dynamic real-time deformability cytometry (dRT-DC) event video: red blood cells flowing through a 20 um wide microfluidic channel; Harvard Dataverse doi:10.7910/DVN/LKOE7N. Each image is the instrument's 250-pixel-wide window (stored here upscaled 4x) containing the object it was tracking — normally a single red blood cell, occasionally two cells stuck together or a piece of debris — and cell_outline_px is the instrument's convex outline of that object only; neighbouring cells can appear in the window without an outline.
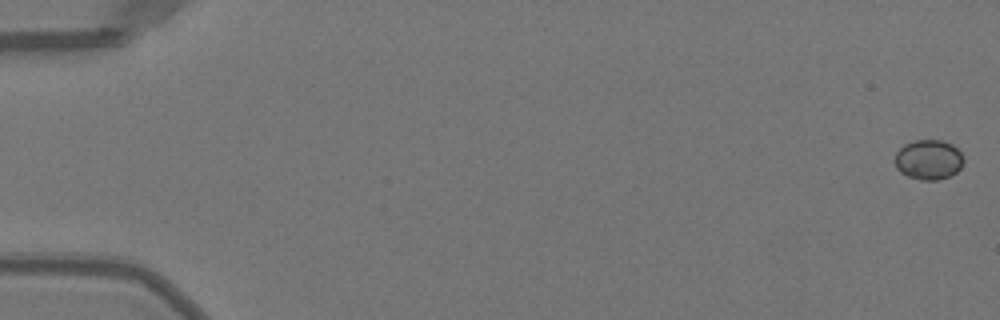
{"species": "Egyptian fruit bat (a non-hibernating species)", "species_latin": "Rousettus aegyptiacus", "temperature_condition": "warm", "stored_images_in_passage": 9, "camera_frame_rate_fps": 3000, "um_per_image_px": 0.085, "animal": {"sex": "female"}, "frame": {"image": 1, "passage_image": 1, "time_ms": 0.0, "image_size_px": [1000, 320], "cell_outline_px": [[964, 160], [960, 168], [956, 172], [940, 180], [920, 180], [908, 176], [900, 172], [896, 168], [896, 152], [904, 144], [916, 140], [944, 140], [952, 144], [964, 156]], "centroid_in_image_um": [78.94, 13.57], "position_along_channel_um": 6.1, "area_um2": 16.01}}